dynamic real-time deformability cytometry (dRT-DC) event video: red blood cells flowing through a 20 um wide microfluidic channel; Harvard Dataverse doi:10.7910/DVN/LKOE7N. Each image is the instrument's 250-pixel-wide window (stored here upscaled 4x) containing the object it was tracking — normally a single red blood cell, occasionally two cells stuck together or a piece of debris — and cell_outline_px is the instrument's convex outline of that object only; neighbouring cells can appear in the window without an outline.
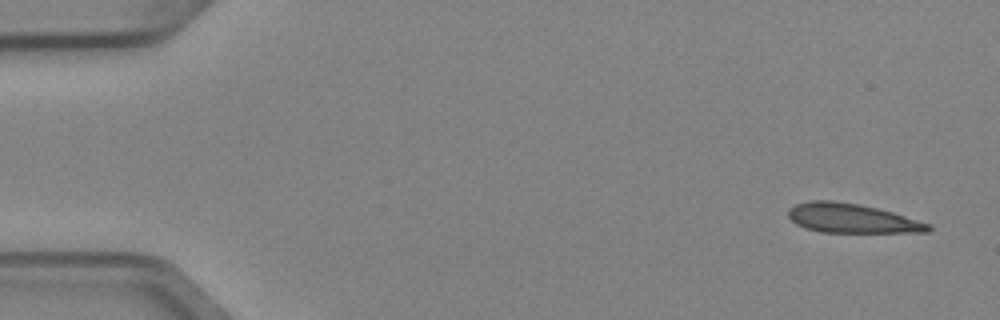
{"species": "Egyptian fruit bat (a non-hibernating species)", "species_latin": "Rousettus aegyptiacus", "temperature_condition": "cold", "stored_images_in_passage": 5, "camera_frame_rate_fps": 3000, "um_per_image_px": 0.085, "animal": {"sex": "female"}, "frame": {"image": 1, "passage_image": 1, "time_ms": 0.0, "image_size_px": [1000, 320], "cell_outline_px": [[932, 228], [928, 232], [820, 232], [804, 228], [796, 224], [788, 216], [788, 208], [796, 204], [812, 200], [832, 200], [856, 204], [876, 208], [892, 212], [932, 224]], "centroid_in_image_um": [72.39, 18.56], "position_along_channel_um": 12.6, "area_um2": 23.81}}
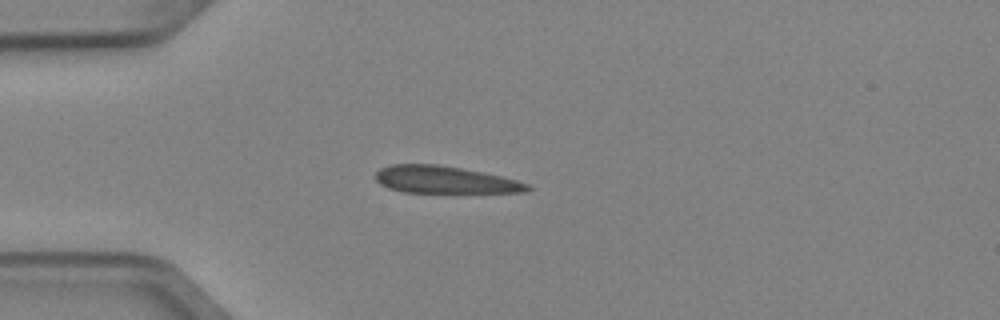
{"frame": {"image": 2, "passage_image": 4, "time_ms": 1.0, "image_size_px": [1000, 320], "cell_outline_px": [[532, 188], [528, 192], [404, 192], [388, 188], [380, 184], [376, 180], [376, 172], [380, 168], [392, 164], [436, 164], [460, 168], [500, 176], [516, 180], [528, 184]], "centroid_in_image_um": [37.77, 15.28], "position_along_channel_um": 47.2, "area_um2": 23.81}}